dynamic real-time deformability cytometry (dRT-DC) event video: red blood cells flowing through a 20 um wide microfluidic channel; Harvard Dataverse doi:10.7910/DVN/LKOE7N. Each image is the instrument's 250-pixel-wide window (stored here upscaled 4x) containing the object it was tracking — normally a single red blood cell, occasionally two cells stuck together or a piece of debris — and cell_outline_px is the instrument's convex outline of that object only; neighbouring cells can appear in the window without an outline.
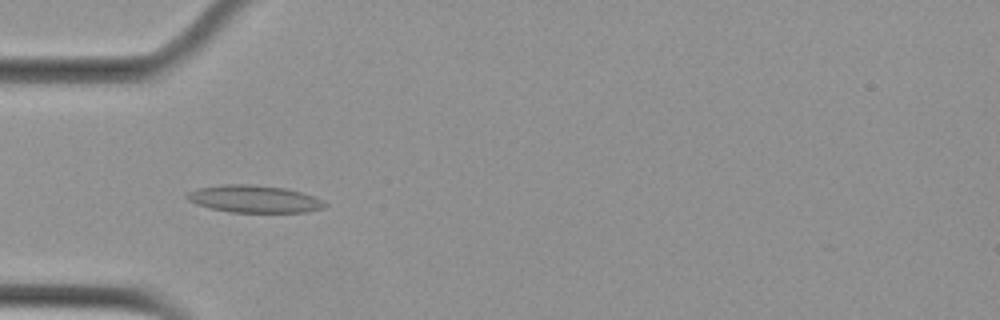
{"species": "Egyptian fruit bat (a non-hibernating species)", "species_latin": "Rousettus aegyptiacus", "temperature_condition": "cold", "stored_images_in_passage": 5, "camera_frame_rate_fps": 3000, "um_per_image_px": 0.085, "animal": {"sex": "female"}, "frame": {"image": 1, "passage_image": 4, "time_ms": 1.0, "image_size_px": [1000, 320], "cell_outline_px": [[328, 204], [324, 208], [308, 212], [228, 212], [196, 204], [188, 200], [184, 196], [188, 192], [200, 188], [224, 184], [248, 184], [284, 188], [300, 192], [312, 196]], "centroid_in_image_um": [21.59, 16.92], "position_along_channel_um": 63.4, "area_um2": 21.73}}
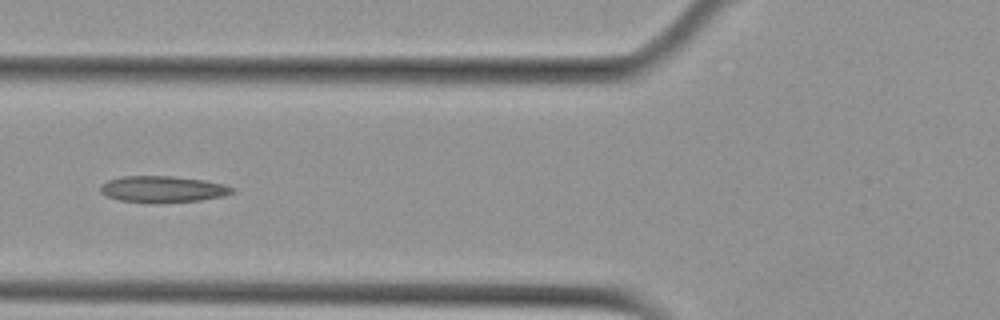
{"frame": {"image": 2, "passage_image": 5, "time_ms": 1.333, "image_size_px": [1000, 320], "cell_outline_px": [[232, 192], [224, 196], [200, 200], [156, 204], [152, 204], [120, 200], [108, 196], [100, 192], [100, 188], [108, 180], [120, 176], [172, 176], [204, 180], [224, 184], [232, 188]], "centroid_in_image_um": [13.81, 16.09], "position_along_channel_um": 112.0, "area_um2": 20.35}}